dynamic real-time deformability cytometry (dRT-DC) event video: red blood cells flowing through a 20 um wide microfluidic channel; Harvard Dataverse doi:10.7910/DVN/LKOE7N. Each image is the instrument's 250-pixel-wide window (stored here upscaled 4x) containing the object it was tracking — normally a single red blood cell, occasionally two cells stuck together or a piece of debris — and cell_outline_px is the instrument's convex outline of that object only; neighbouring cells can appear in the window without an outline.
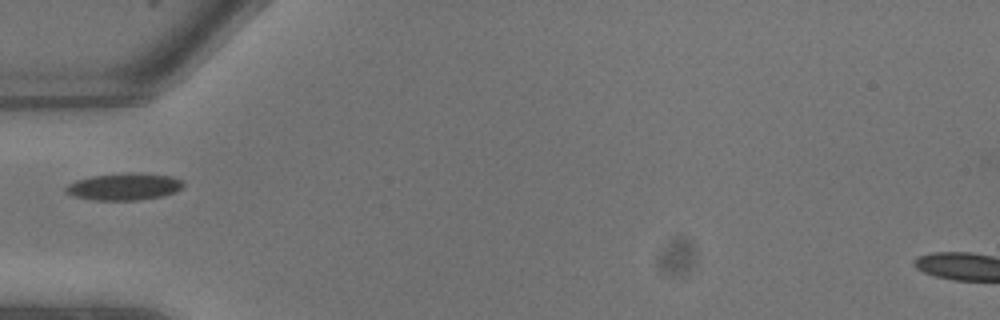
{"species": "common noctule bat (a hibernating species)", "species_latin": "Nyctalus noctula", "temperature_condition": "warm", "stored_images_in_passage": 3, "camera_frame_rate_fps": 3000, "um_per_image_px": 0.085, "animal": {"sex": "male", "body_mass_g": 13.3}, "frame": {"image": 1, "passage_image": 1, "time_ms": 0.0, "image_size_px": [1000, 320], "cell_outline_px": [[184, 184], [176, 192], [164, 196], [140, 200], [92, 200], [72, 196], [64, 192], [64, 188], [68, 184], [76, 180], [92, 176], [124, 172], [132, 172], [172, 176], [184, 180]], "centroid_in_image_um": [10.55, 15.86], "position_along_channel_um": 74.5, "area_um2": 18.84}}